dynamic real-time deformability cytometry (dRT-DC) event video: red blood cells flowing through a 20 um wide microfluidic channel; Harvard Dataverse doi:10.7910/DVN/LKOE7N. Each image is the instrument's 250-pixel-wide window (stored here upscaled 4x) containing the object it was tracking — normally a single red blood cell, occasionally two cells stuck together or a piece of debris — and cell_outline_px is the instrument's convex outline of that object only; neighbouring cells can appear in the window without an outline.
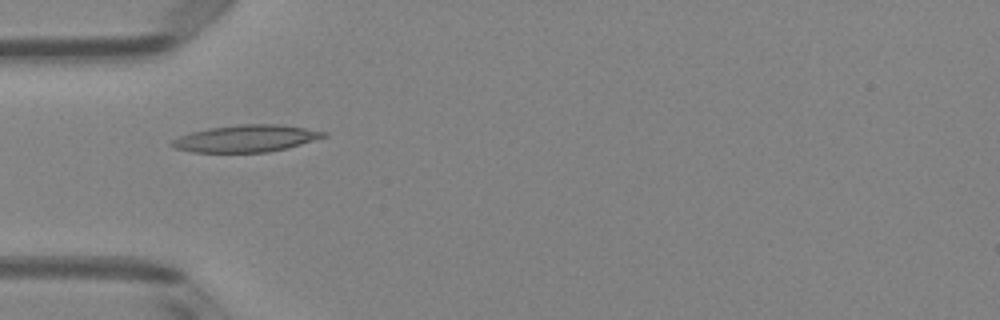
{"species": "Egyptian fruit bat (a non-hibernating species)", "species_latin": "Rousettus aegyptiacus", "temperature_condition": "room temperature", "stored_images_in_passage": 2, "camera_frame_rate_fps": 3000, "um_per_image_px": 0.085, "animal": {"sex": "female"}, "frame": {"image": 1, "passage_image": 1, "time_ms": 0.0, "image_size_px": [1000, 320], "cell_outline_px": [[328, 136], [288, 148], [268, 152], [192, 152], [176, 148], [168, 144], [172, 140], [180, 136], [192, 132], [208, 128], [240, 124], [280, 124], [328, 132]], "centroid_in_image_um": [20.93, 11.77], "position_along_channel_um": 64.1, "area_um2": 23.87}}
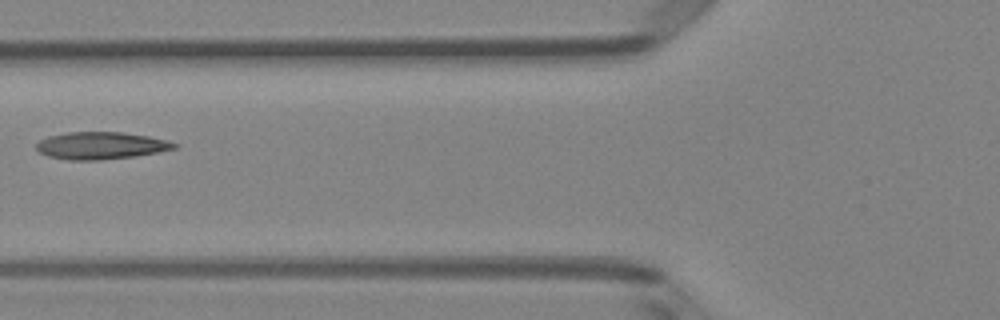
{"frame": {"image": 2, "passage_image": 2, "time_ms": 0.333, "image_size_px": [1000, 320], "cell_outline_px": [[180, 144], [176, 148], [136, 156], [100, 160], [68, 160], [48, 156], [40, 152], [36, 148], [36, 144], [40, 140], [48, 136], [68, 132], [124, 132], [148, 136]], "centroid_in_image_um": [8.56, 12.37], "position_along_channel_um": 117.2, "area_um2": 21.85}}